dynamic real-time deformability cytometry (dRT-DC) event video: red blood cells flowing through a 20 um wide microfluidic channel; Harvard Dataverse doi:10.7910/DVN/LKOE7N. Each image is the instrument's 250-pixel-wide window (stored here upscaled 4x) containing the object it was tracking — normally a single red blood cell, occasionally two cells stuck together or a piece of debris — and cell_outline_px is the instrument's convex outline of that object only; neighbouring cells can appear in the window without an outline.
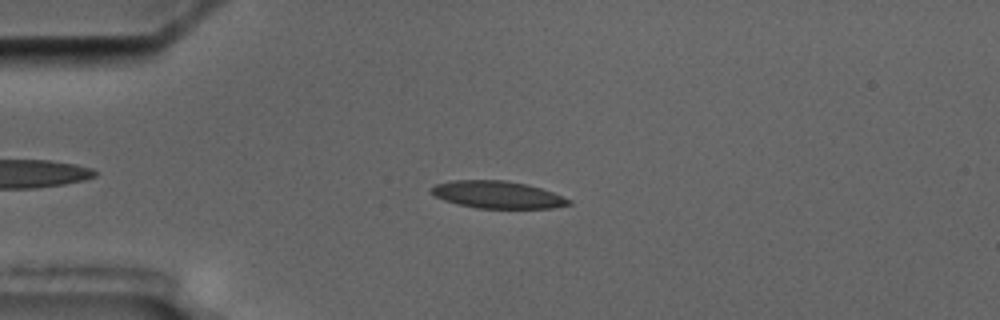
{"species": "common noctule bat (a hibernating species)", "species_latin": "Nyctalus noctula", "temperature_condition": "cold", "stored_images_in_passage": 5, "camera_frame_rate_fps": 3000, "um_per_image_px": 0.085, "animal": {"sex": "male", "body_mass_g": 17.5, "forearm_length_mm": 52.3}, "frame": {"image": 1, "passage_image": 3, "time_ms": 2.667, "image_size_px": [1000, 320], "cell_outline_px": [[572, 204], [552, 208], [476, 208], [444, 200], [436, 196], [432, 192], [432, 188], [436, 184], [452, 180], [504, 180], [524, 184], [540, 188], [552, 192], [572, 200]], "centroid_in_image_um": [42.31, 16.55], "position_along_channel_um": 42.7, "area_um2": 21.56}}